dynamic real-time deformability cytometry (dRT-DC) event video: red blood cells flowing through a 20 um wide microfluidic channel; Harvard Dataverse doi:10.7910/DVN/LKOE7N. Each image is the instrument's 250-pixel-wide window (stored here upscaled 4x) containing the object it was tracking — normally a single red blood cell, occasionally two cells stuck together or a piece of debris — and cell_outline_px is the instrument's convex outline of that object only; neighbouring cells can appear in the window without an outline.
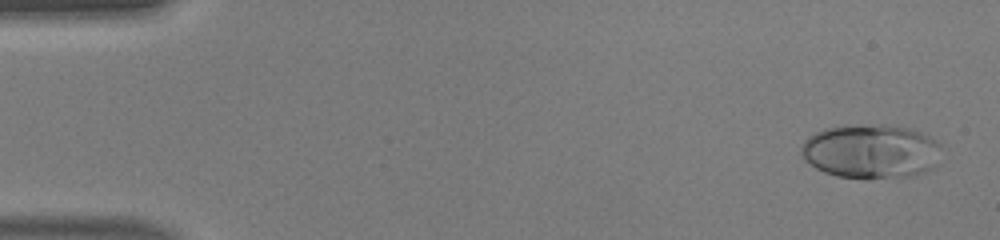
{"species": "human", "species_latin": "Homo sapiens", "temperature_condition": "warm", "stored_images_in_passage": 50, "camera_frame_rate_fps": 3000, "um_per_image_px": 0.085, "donor": {"sex": "male"}, "frame": {"image": 1, "passage_image": 2, "time_ms": 0.333, "image_size_px": [1000, 240], "cell_outline_px": [[940, 164], [924, 172], [912, 176], [836, 176], [824, 172], [816, 168], [804, 160], [800, 152], [800, 148], [804, 140], [808, 136], [824, 128], [880, 124], [884, 124], [908, 128], [920, 132], [936, 140], [940, 144]], "centroid_in_image_um": [74.04, 12.84], "position_along_channel_um": 11.0, "area_um2": 43.87}}
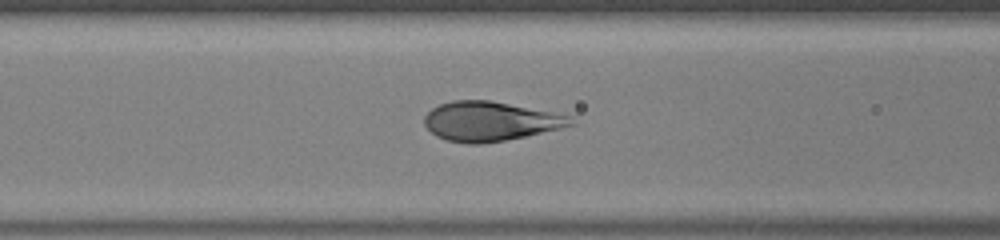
{"frame": {"image": 2, "passage_image": 20, "time_ms": 6.333, "image_size_px": [1000, 240], "cell_outline_px": [[576, 124], [560, 128], [524, 136], [504, 140], [480, 144], [468, 144], [448, 140], [436, 136], [424, 124], [424, 116], [432, 108], [440, 104], [452, 100], [488, 100], [572, 116]], "centroid_in_image_um": [41.64, 10.31], "position_along_channel_um": 125.0, "area_um2": 33.23}}
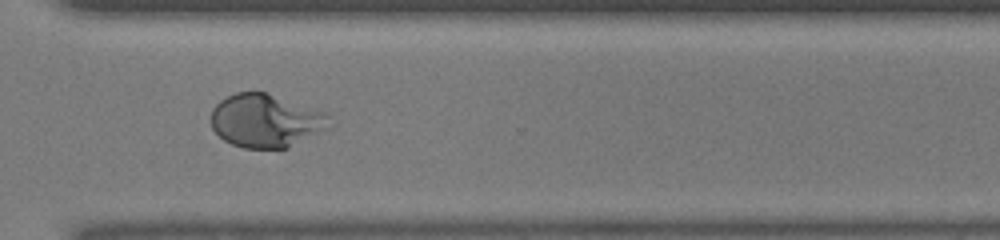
{"frame": {"image": 3, "passage_image": 36, "time_ms": 11.667, "image_size_px": [1000, 240], "cell_outline_px": [[336, 124], [288, 148], [244, 148], [232, 144], [224, 140], [212, 128], [212, 108], [220, 100], [236, 92], [268, 92], [324, 112]], "centroid_in_image_um": [22.62, 10.26], "position_along_channel_um": 348.0, "area_um2": 36.82}, "authors_computed_cell_mechanics": {"area_um2": 37.6567, "velocity_mm_per_s": 4.1907, "shape_relaxation_time_tau1_ms": 3.3758, "shape_relaxation_time_tau2_ms": null, "deformation_change_tau1": 0.2274, "deformation_change_tau2": null}}